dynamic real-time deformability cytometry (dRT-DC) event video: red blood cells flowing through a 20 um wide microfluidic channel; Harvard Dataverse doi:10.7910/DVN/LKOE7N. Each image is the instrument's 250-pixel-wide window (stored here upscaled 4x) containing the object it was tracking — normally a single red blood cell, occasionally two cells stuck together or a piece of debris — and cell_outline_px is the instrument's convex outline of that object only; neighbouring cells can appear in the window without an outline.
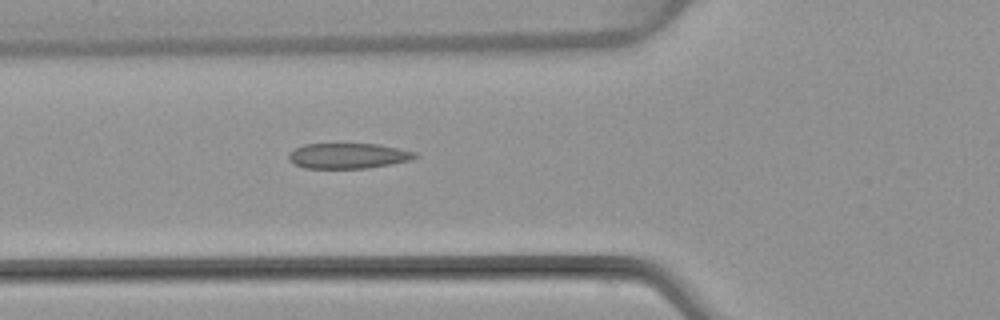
{"species": "common noctule bat (a hibernating species)", "species_latin": "Nyctalus noctula", "temperature_condition": "warm", "stored_images_in_passage": 5, "camera_frame_rate_fps": 3000, "um_per_image_px": 0.085, "animal": {"sex": "female", "body_mass_g": 22.7, "forearm_length_mm": 54.2}, "frame": {"image": 1, "passage_image": 5, "time_ms": 4.667, "image_size_px": [1000, 320], "cell_outline_px": [[420, 156], [412, 160], [392, 164], [368, 168], [304, 168], [288, 160], [288, 152], [304, 144], [376, 144], [416, 152]], "centroid_in_image_um": [29.6, 13.25], "position_along_channel_um": 96.2, "area_um2": 18.73}}